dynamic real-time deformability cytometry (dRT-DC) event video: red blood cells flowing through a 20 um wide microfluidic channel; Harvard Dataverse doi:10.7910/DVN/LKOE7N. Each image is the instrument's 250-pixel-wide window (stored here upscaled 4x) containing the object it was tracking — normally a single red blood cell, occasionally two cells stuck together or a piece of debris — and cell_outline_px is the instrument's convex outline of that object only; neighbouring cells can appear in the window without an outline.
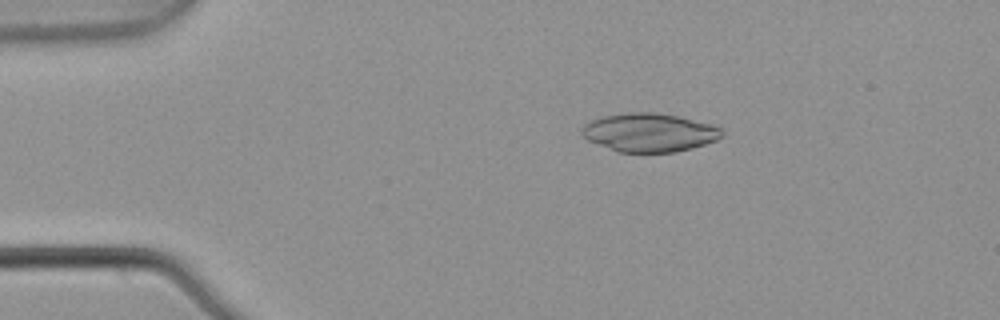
{"species": "common noctule bat (a hibernating species)", "species_latin": "Nyctalus noctula", "temperature_condition": "warm", "stored_images_in_passage": 5, "camera_frame_rate_fps": 3000, "um_per_image_px": 0.085, "animal": {"sex": "male", "body_mass_g": 21.5, "forearm_length_mm": 52.0}, "frame": {"image": 1, "passage_image": 3, "time_ms": 0.667, "image_size_px": [1000, 320], "cell_outline_px": [[724, 136], [716, 140], [692, 148], [676, 152], [616, 152], [588, 140], [580, 132], [580, 128], [584, 124], [592, 120], [604, 116], [632, 112], [656, 112], [676, 116], [712, 124], [720, 128], [724, 132]], "centroid_in_image_um": [55.19, 11.27], "position_along_channel_um": 29.8, "area_um2": 31.44}}